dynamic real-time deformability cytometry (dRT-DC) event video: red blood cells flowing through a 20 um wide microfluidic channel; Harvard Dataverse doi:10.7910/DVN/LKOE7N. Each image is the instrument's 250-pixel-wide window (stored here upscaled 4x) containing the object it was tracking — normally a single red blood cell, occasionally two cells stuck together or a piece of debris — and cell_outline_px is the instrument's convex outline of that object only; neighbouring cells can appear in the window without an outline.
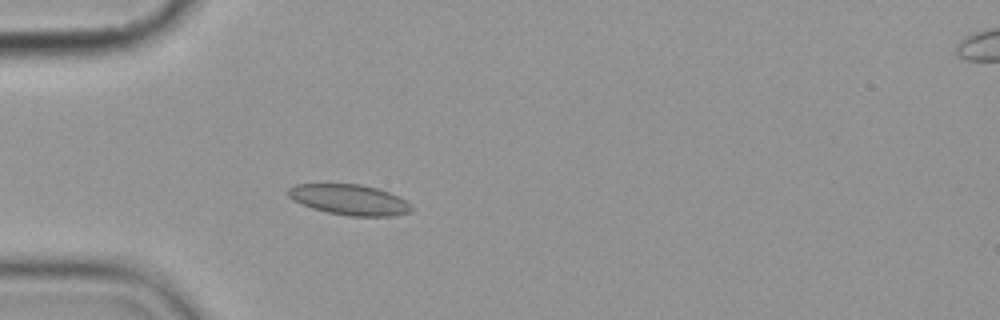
{"species": "common noctule bat (a hibernating species)", "species_latin": "Nyctalus noctula", "temperature_condition": "cold", "stored_images_in_passage": 3, "camera_frame_rate_fps": 3000, "um_per_image_px": 0.085, "animal": {"sex": "female", "body_mass_g": 19.9}, "frame": {"image": 1, "passage_image": 3, "time_ms": 2.333, "image_size_px": [1000, 320], "cell_outline_px": [[412, 208], [408, 212], [396, 216], [348, 216], [328, 212], [312, 208], [300, 204], [292, 200], [288, 196], [288, 188], [296, 184], [360, 184], [376, 188], [388, 192], [404, 200]], "centroid_in_image_um": [29.64, 16.98], "position_along_channel_um": 55.4, "area_um2": 21.73}}